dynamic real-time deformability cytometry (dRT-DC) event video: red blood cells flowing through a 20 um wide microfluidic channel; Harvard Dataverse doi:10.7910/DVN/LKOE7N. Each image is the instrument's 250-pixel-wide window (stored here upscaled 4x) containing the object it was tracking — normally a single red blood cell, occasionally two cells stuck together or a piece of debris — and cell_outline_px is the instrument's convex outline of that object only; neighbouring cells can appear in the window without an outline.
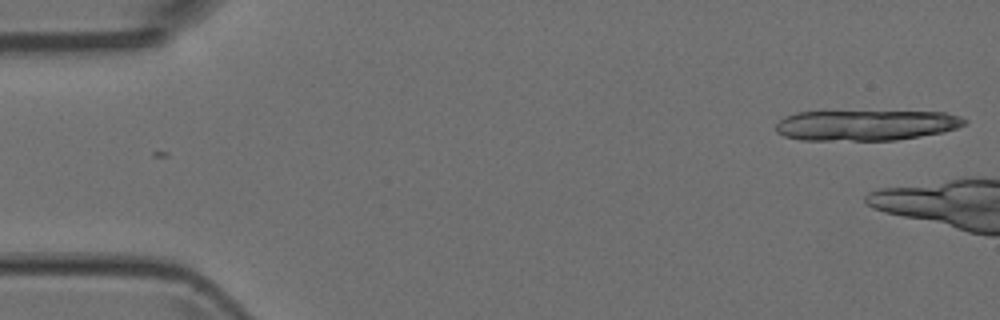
{"species": "Egyptian fruit bat (a non-hibernating species)", "species_latin": "Rousettus aegyptiacus", "temperature_condition": "room temperature", "stored_images_in_passage": 2, "camera_frame_rate_fps": 3000, "um_per_image_px": 0.085, "animal": {"sex": "female"}, "frame": {"image": 1, "passage_image": 2, "time_ms": 0.333, "image_size_px": [1000, 320], "cell_outline_px": [[968, 120], [964, 124], [956, 128], [944, 132], [896, 140], [800, 140], [784, 136], [776, 132], [776, 124], [784, 116], [796, 112], [944, 112], [960, 116]], "centroid_in_image_um": [73.59, 10.65], "position_along_channel_um": 11.4, "area_um2": 33.47}}